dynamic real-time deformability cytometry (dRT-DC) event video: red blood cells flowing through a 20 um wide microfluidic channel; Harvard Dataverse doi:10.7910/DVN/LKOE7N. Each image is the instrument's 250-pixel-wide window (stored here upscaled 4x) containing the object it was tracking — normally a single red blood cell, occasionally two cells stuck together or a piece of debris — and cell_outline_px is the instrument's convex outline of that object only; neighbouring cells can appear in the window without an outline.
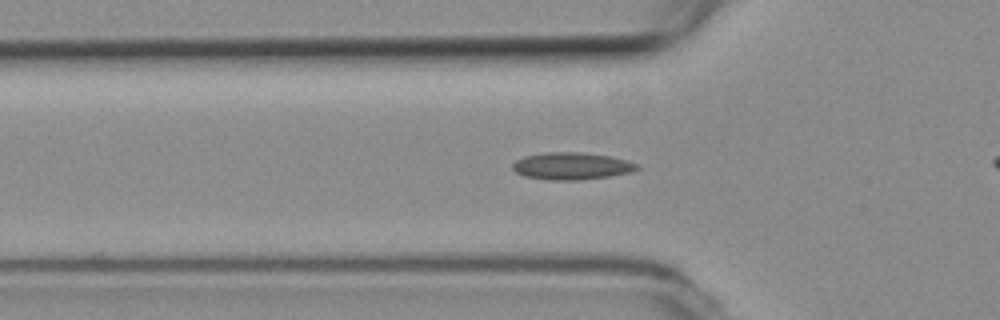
{"species": "common noctule bat (a hibernating species)", "species_latin": "Nyctalus noctula", "temperature_condition": "room temperature", "stored_images_in_passage": 45, "camera_frame_rate_fps": 3000, "um_per_image_px": 0.085, "animal": {"sex": "female", "body_mass_g": 19.3, "forearm_length_mm": 54.1}, "frame": {"image": 1, "passage_image": 18, "time_ms": 5.667, "image_size_px": [1000, 320], "cell_outline_px": [[640, 168], [632, 172], [608, 176], [580, 180], [548, 180], [524, 176], [516, 172], [512, 168], [512, 164], [516, 160], [524, 156], [548, 152], [580, 152], [608, 156], [624, 160], [636, 164]], "centroid_in_image_um": [48.54, 14.12], "position_along_channel_um": 77.3, "area_um2": 19.54}}
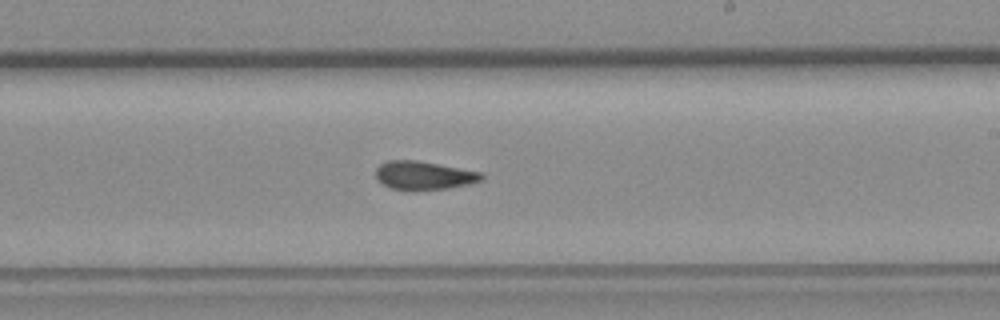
{"frame": {"image": 2, "passage_image": 32, "time_ms": 10.333, "image_size_px": [1000, 320], "cell_outline_px": [[484, 176], [480, 180], [468, 184], [448, 188], [408, 192], [388, 188], [376, 180], [376, 168], [380, 164], [388, 160], [416, 160], [484, 172]], "centroid_in_image_um": [35.98, 14.93], "position_along_channel_um": 253.0, "area_um2": 18.03}}
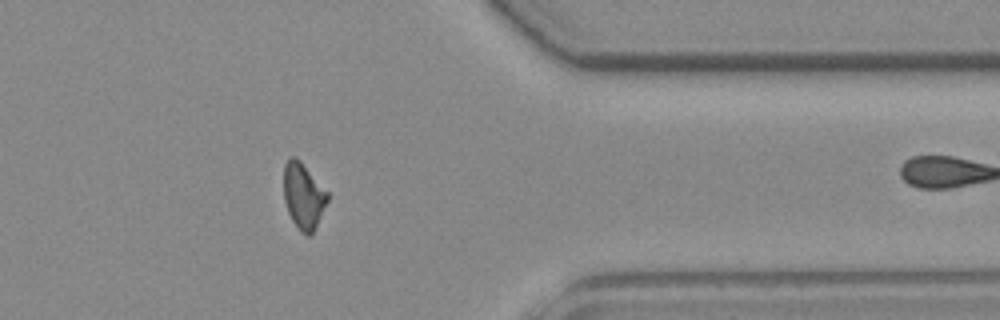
{"frame": {"image": 3, "passage_image": 44, "time_ms": 14.333, "image_size_px": [1000, 320], "cell_outline_px": [[328, 200], [316, 228], [308, 236], [300, 232], [292, 220], [288, 212], [284, 200], [284, 164], [292, 156], [296, 156], [300, 160], [328, 192]], "centroid_in_image_um": [25.79, 16.66], "position_along_channel_um": 385.6, "area_um2": 16.82}}